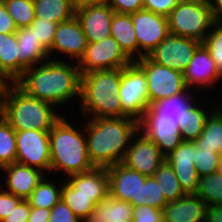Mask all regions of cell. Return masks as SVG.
Listing matches in <instances>:
<instances>
[{
	"label": "cell",
	"instance_id": "6da1fadb",
	"mask_svg": "<svg viewBox=\"0 0 222 222\" xmlns=\"http://www.w3.org/2000/svg\"><path fill=\"white\" fill-rule=\"evenodd\" d=\"M54 58L27 68L15 84L27 95L59 109L58 105L80 98L81 73L76 62Z\"/></svg>",
	"mask_w": 222,
	"mask_h": 222
},
{
	"label": "cell",
	"instance_id": "7a4b0ae2",
	"mask_svg": "<svg viewBox=\"0 0 222 222\" xmlns=\"http://www.w3.org/2000/svg\"><path fill=\"white\" fill-rule=\"evenodd\" d=\"M85 120L87 152L92 165L108 168L123 162L140 122L130 117Z\"/></svg>",
	"mask_w": 222,
	"mask_h": 222
},
{
	"label": "cell",
	"instance_id": "3957f363",
	"mask_svg": "<svg viewBox=\"0 0 222 222\" xmlns=\"http://www.w3.org/2000/svg\"><path fill=\"white\" fill-rule=\"evenodd\" d=\"M49 142L50 173L62 171L68 178L95 168L88 156L84 126L76 128L63 114L49 131Z\"/></svg>",
	"mask_w": 222,
	"mask_h": 222
},
{
	"label": "cell",
	"instance_id": "277c9868",
	"mask_svg": "<svg viewBox=\"0 0 222 222\" xmlns=\"http://www.w3.org/2000/svg\"><path fill=\"white\" fill-rule=\"evenodd\" d=\"M119 90L120 68L81 74L79 111L86 119L121 117Z\"/></svg>",
	"mask_w": 222,
	"mask_h": 222
},
{
	"label": "cell",
	"instance_id": "5b68a950",
	"mask_svg": "<svg viewBox=\"0 0 222 222\" xmlns=\"http://www.w3.org/2000/svg\"><path fill=\"white\" fill-rule=\"evenodd\" d=\"M55 108L48 102L27 95L14 84L0 107V114L15 131H50L62 117Z\"/></svg>",
	"mask_w": 222,
	"mask_h": 222
},
{
	"label": "cell",
	"instance_id": "8992f818",
	"mask_svg": "<svg viewBox=\"0 0 222 222\" xmlns=\"http://www.w3.org/2000/svg\"><path fill=\"white\" fill-rule=\"evenodd\" d=\"M167 21L170 34L192 38L201 43L216 23L209 3L205 0L179 1L167 16Z\"/></svg>",
	"mask_w": 222,
	"mask_h": 222
},
{
	"label": "cell",
	"instance_id": "52a82bcc",
	"mask_svg": "<svg viewBox=\"0 0 222 222\" xmlns=\"http://www.w3.org/2000/svg\"><path fill=\"white\" fill-rule=\"evenodd\" d=\"M121 117L141 121L149 108L147 79L144 72L132 62L120 68Z\"/></svg>",
	"mask_w": 222,
	"mask_h": 222
},
{
	"label": "cell",
	"instance_id": "ba28073f",
	"mask_svg": "<svg viewBox=\"0 0 222 222\" xmlns=\"http://www.w3.org/2000/svg\"><path fill=\"white\" fill-rule=\"evenodd\" d=\"M145 74L149 107L155 102L183 93L187 87L183 73L153 62L145 56L134 62Z\"/></svg>",
	"mask_w": 222,
	"mask_h": 222
},
{
	"label": "cell",
	"instance_id": "9c48e42d",
	"mask_svg": "<svg viewBox=\"0 0 222 222\" xmlns=\"http://www.w3.org/2000/svg\"><path fill=\"white\" fill-rule=\"evenodd\" d=\"M109 195L114 199L129 202L133 207L146 205V176L132 170L122 162L107 168Z\"/></svg>",
	"mask_w": 222,
	"mask_h": 222
},
{
	"label": "cell",
	"instance_id": "30bf717a",
	"mask_svg": "<svg viewBox=\"0 0 222 222\" xmlns=\"http://www.w3.org/2000/svg\"><path fill=\"white\" fill-rule=\"evenodd\" d=\"M132 61L121 50L119 43L109 36L99 42L88 43L77 62L81 74L94 70H111L130 65Z\"/></svg>",
	"mask_w": 222,
	"mask_h": 222
},
{
	"label": "cell",
	"instance_id": "8fae6325",
	"mask_svg": "<svg viewBox=\"0 0 222 222\" xmlns=\"http://www.w3.org/2000/svg\"><path fill=\"white\" fill-rule=\"evenodd\" d=\"M16 146V163L50 172L49 131H16Z\"/></svg>",
	"mask_w": 222,
	"mask_h": 222
},
{
	"label": "cell",
	"instance_id": "7c38bea8",
	"mask_svg": "<svg viewBox=\"0 0 222 222\" xmlns=\"http://www.w3.org/2000/svg\"><path fill=\"white\" fill-rule=\"evenodd\" d=\"M136 39L138 60L148 56L170 33L167 17L148 10L131 13Z\"/></svg>",
	"mask_w": 222,
	"mask_h": 222
},
{
	"label": "cell",
	"instance_id": "4fadbf2b",
	"mask_svg": "<svg viewBox=\"0 0 222 222\" xmlns=\"http://www.w3.org/2000/svg\"><path fill=\"white\" fill-rule=\"evenodd\" d=\"M201 45L198 40L169 34L148 57L159 65L183 73Z\"/></svg>",
	"mask_w": 222,
	"mask_h": 222
},
{
	"label": "cell",
	"instance_id": "5bb4252c",
	"mask_svg": "<svg viewBox=\"0 0 222 222\" xmlns=\"http://www.w3.org/2000/svg\"><path fill=\"white\" fill-rule=\"evenodd\" d=\"M164 162L165 155L159 150L156 144L139 129L133 136L122 163L146 177H153Z\"/></svg>",
	"mask_w": 222,
	"mask_h": 222
},
{
	"label": "cell",
	"instance_id": "9a60e30c",
	"mask_svg": "<svg viewBox=\"0 0 222 222\" xmlns=\"http://www.w3.org/2000/svg\"><path fill=\"white\" fill-rule=\"evenodd\" d=\"M183 76L187 89L195 90L196 88L195 91L199 92V88H201V93L204 88L210 90L209 92L215 91L213 90L216 88L215 84L217 86V82L219 83L222 78L209 51L203 44L195 51L193 58L183 72Z\"/></svg>",
	"mask_w": 222,
	"mask_h": 222
},
{
	"label": "cell",
	"instance_id": "2e32d148",
	"mask_svg": "<svg viewBox=\"0 0 222 222\" xmlns=\"http://www.w3.org/2000/svg\"><path fill=\"white\" fill-rule=\"evenodd\" d=\"M87 44L82 26L76 16H74L70 20L57 25L53 44L49 51L50 60H54V58H51L52 55L56 56L58 54L57 56H59L65 54L77 63L83 56Z\"/></svg>",
	"mask_w": 222,
	"mask_h": 222
},
{
	"label": "cell",
	"instance_id": "e0dca14e",
	"mask_svg": "<svg viewBox=\"0 0 222 222\" xmlns=\"http://www.w3.org/2000/svg\"><path fill=\"white\" fill-rule=\"evenodd\" d=\"M196 145L194 142L181 143L168 155L165 160L172 166L185 194H196L199 187V176L195 168Z\"/></svg>",
	"mask_w": 222,
	"mask_h": 222
},
{
	"label": "cell",
	"instance_id": "ac0fdd59",
	"mask_svg": "<svg viewBox=\"0 0 222 222\" xmlns=\"http://www.w3.org/2000/svg\"><path fill=\"white\" fill-rule=\"evenodd\" d=\"M115 11L103 3H94L75 11L87 43L99 42L111 36L110 27Z\"/></svg>",
	"mask_w": 222,
	"mask_h": 222
},
{
	"label": "cell",
	"instance_id": "d6986e66",
	"mask_svg": "<svg viewBox=\"0 0 222 222\" xmlns=\"http://www.w3.org/2000/svg\"><path fill=\"white\" fill-rule=\"evenodd\" d=\"M5 174L4 183L6 185L4 190L26 200L39 182L42 180L45 173L39 169L22 165L19 163H12L0 168Z\"/></svg>",
	"mask_w": 222,
	"mask_h": 222
},
{
	"label": "cell",
	"instance_id": "ffe728a7",
	"mask_svg": "<svg viewBox=\"0 0 222 222\" xmlns=\"http://www.w3.org/2000/svg\"><path fill=\"white\" fill-rule=\"evenodd\" d=\"M140 130L156 144L165 156L182 141L178 121L143 118L140 121Z\"/></svg>",
	"mask_w": 222,
	"mask_h": 222
},
{
	"label": "cell",
	"instance_id": "44dd1931",
	"mask_svg": "<svg viewBox=\"0 0 222 222\" xmlns=\"http://www.w3.org/2000/svg\"><path fill=\"white\" fill-rule=\"evenodd\" d=\"M193 92L195 91L186 89L183 93L155 102L148 108L143 118L178 121L180 129L183 126L185 112L197 101L192 96Z\"/></svg>",
	"mask_w": 222,
	"mask_h": 222
},
{
	"label": "cell",
	"instance_id": "7402d4cb",
	"mask_svg": "<svg viewBox=\"0 0 222 222\" xmlns=\"http://www.w3.org/2000/svg\"><path fill=\"white\" fill-rule=\"evenodd\" d=\"M207 205L196 194H185L179 200L168 202L163 208L166 222H204Z\"/></svg>",
	"mask_w": 222,
	"mask_h": 222
},
{
	"label": "cell",
	"instance_id": "603a6c76",
	"mask_svg": "<svg viewBox=\"0 0 222 222\" xmlns=\"http://www.w3.org/2000/svg\"><path fill=\"white\" fill-rule=\"evenodd\" d=\"M66 180L76 189V193L90 197L95 204L109 195L107 168H93L85 173L68 176Z\"/></svg>",
	"mask_w": 222,
	"mask_h": 222
},
{
	"label": "cell",
	"instance_id": "cb8c5ba5",
	"mask_svg": "<svg viewBox=\"0 0 222 222\" xmlns=\"http://www.w3.org/2000/svg\"><path fill=\"white\" fill-rule=\"evenodd\" d=\"M19 48V78L24 71L50 59L49 52L37 40L29 27L17 28L16 32Z\"/></svg>",
	"mask_w": 222,
	"mask_h": 222
},
{
	"label": "cell",
	"instance_id": "d4e9b609",
	"mask_svg": "<svg viewBox=\"0 0 222 222\" xmlns=\"http://www.w3.org/2000/svg\"><path fill=\"white\" fill-rule=\"evenodd\" d=\"M133 206L126 201L108 195L95 204L94 209L82 222H132Z\"/></svg>",
	"mask_w": 222,
	"mask_h": 222
},
{
	"label": "cell",
	"instance_id": "484cf974",
	"mask_svg": "<svg viewBox=\"0 0 222 222\" xmlns=\"http://www.w3.org/2000/svg\"><path fill=\"white\" fill-rule=\"evenodd\" d=\"M111 36L119 43L121 50L132 61L138 60V42L131 14L113 15L110 27Z\"/></svg>",
	"mask_w": 222,
	"mask_h": 222
},
{
	"label": "cell",
	"instance_id": "4316f807",
	"mask_svg": "<svg viewBox=\"0 0 222 222\" xmlns=\"http://www.w3.org/2000/svg\"><path fill=\"white\" fill-rule=\"evenodd\" d=\"M199 100L200 98L196 101V104L194 103L185 112V116L183 117V126L179 129L182 141L194 142L197 140L204 129L207 117L218 105H220V102H217L219 104H216V102L214 103L211 101L210 104L212 105L211 107H208L209 104L200 105Z\"/></svg>",
	"mask_w": 222,
	"mask_h": 222
},
{
	"label": "cell",
	"instance_id": "83f0119b",
	"mask_svg": "<svg viewBox=\"0 0 222 222\" xmlns=\"http://www.w3.org/2000/svg\"><path fill=\"white\" fill-rule=\"evenodd\" d=\"M220 106V107H219ZM198 149L222 152V106L218 105L207 117L204 129L194 141Z\"/></svg>",
	"mask_w": 222,
	"mask_h": 222
},
{
	"label": "cell",
	"instance_id": "f1b7e54d",
	"mask_svg": "<svg viewBox=\"0 0 222 222\" xmlns=\"http://www.w3.org/2000/svg\"><path fill=\"white\" fill-rule=\"evenodd\" d=\"M43 177L30 196L26 199L31 207L52 209L62 197L63 180L53 183L50 178ZM62 181V182H61ZM58 185H60L58 187Z\"/></svg>",
	"mask_w": 222,
	"mask_h": 222
},
{
	"label": "cell",
	"instance_id": "f546056e",
	"mask_svg": "<svg viewBox=\"0 0 222 222\" xmlns=\"http://www.w3.org/2000/svg\"><path fill=\"white\" fill-rule=\"evenodd\" d=\"M34 14L35 18L61 23L73 18L75 10L68 0H38L34 3Z\"/></svg>",
	"mask_w": 222,
	"mask_h": 222
},
{
	"label": "cell",
	"instance_id": "4dcf8cb0",
	"mask_svg": "<svg viewBox=\"0 0 222 222\" xmlns=\"http://www.w3.org/2000/svg\"><path fill=\"white\" fill-rule=\"evenodd\" d=\"M0 69L15 82L19 79V48L15 33L0 34Z\"/></svg>",
	"mask_w": 222,
	"mask_h": 222
},
{
	"label": "cell",
	"instance_id": "1f68e13d",
	"mask_svg": "<svg viewBox=\"0 0 222 222\" xmlns=\"http://www.w3.org/2000/svg\"><path fill=\"white\" fill-rule=\"evenodd\" d=\"M167 202L179 200L185 195L172 166L165 160L153 176Z\"/></svg>",
	"mask_w": 222,
	"mask_h": 222
},
{
	"label": "cell",
	"instance_id": "d6a6232c",
	"mask_svg": "<svg viewBox=\"0 0 222 222\" xmlns=\"http://www.w3.org/2000/svg\"><path fill=\"white\" fill-rule=\"evenodd\" d=\"M207 206L222 205V174H213L199 177V187L196 193Z\"/></svg>",
	"mask_w": 222,
	"mask_h": 222
},
{
	"label": "cell",
	"instance_id": "836d02e7",
	"mask_svg": "<svg viewBox=\"0 0 222 222\" xmlns=\"http://www.w3.org/2000/svg\"><path fill=\"white\" fill-rule=\"evenodd\" d=\"M16 131L0 114V168L16 163Z\"/></svg>",
	"mask_w": 222,
	"mask_h": 222
},
{
	"label": "cell",
	"instance_id": "e575fe53",
	"mask_svg": "<svg viewBox=\"0 0 222 222\" xmlns=\"http://www.w3.org/2000/svg\"><path fill=\"white\" fill-rule=\"evenodd\" d=\"M61 198L81 221L95 206V203L90 200V197L76 193V189L65 179L63 180Z\"/></svg>",
	"mask_w": 222,
	"mask_h": 222
},
{
	"label": "cell",
	"instance_id": "d590c367",
	"mask_svg": "<svg viewBox=\"0 0 222 222\" xmlns=\"http://www.w3.org/2000/svg\"><path fill=\"white\" fill-rule=\"evenodd\" d=\"M4 5L17 28L28 27L35 19L33 2L28 0H6Z\"/></svg>",
	"mask_w": 222,
	"mask_h": 222
},
{
	"label": "cell",
	"instance_id": "8d00e7d4",
	"mask_svg": "<svg viewBox=\"0 0 222 222\" xmlns=\"http://www.w3.org/2000/svg\"><path fill=\"white\" fill-rule=\"evenodd\" d=\"M202 44L209 51L217 71L222 76V22H216Z\"/></svg>",
	"mask_w": 222,
	"mask_h": 222
},
{
	"label": "cell",
	"instance_id": "74e56055",
	"mask_svg": "<svg viewBox=\"0 0 222 222\" xmlns=\"http://www.w3.org/2000/svg\"><path fill=\"white\" fill-rule=\"evenodd\" d=\"M58 24L59 23H54L48 20H42V18H35L28 27L33 31V34L42 46L49 52L53 44Z\"/></svg>",
	"mask_w": 222,
	"mask_h": 222
},
{
	"label": "cell",
	"instance_id": "f35d334b",
	"mask_svg": "<svg viewBox=\"0 0 222 222\" xmlns=\"http://www.w3.org/2000/svg\"><path fill=\"white\" fill-rule=\"evenodd\" d=\"M219 153L215 150L198 149L196 146L195 168L199 177H204L218 169Z\"/></svg>",
	"mask_w": 222,
	"mask_h": 222
},
{
	"label": "cell",
	"instance_id": "ab89813d",
	"mask_svg": "<svg viewBox=\"0 0 222 222\" xmlns=\"http://www.w3.org/2000/svg\"><path fill=\"white\" fill-rule=\"evenodd\" d=\"M146 205L163 210L168 203L161 192L158 182L154 177H147L145 180Z\"/></svg>",
	"mask_w": 222,
	"mask_h": 222
},
{
	"label": "cell",
	"instance_id": "60d3db41",
	"mask_svg": "<svg viewBox=\"0 0 222 222\" xmlns=\"http://www.w3.org/2000/svg\"><path fill=\"white\" fill-rule=\"evenodd\" d=\"M163 210L148 205L133 207L132 222H162Z\"/></svg>",
	"mask_w": 222,
	"mask_h": 222
},
{
	"label": "cell",
	"instance_id": "b9f144b4",
	"mask_svg": "<svg viewBox=\"0 0 222 222\" xmlns=\"http://www.w3.org/2000/svg\"><path fill=\"white\" fill-rule=\"evenodd\" d=\"M48 222H82L68 205L61 200L51 209Z\"/></svg>",
	"mask_w": 222,
	"mask_h": 222
},
{
	"label": "cell",
	"instance_id": "7bdbcfd3",
	"mask_svg": "<svg viewBox=\"0 0 222 222\" xmlns=\"http://www.w3.org/2000/svg\"><path fill=\"white\" fill-rule=\"evenodd\" d=\"M179 0H143V9L167 17Z\"/></svg>",
	"mask_w": 222,
	"mask_h": 222
},
{
	"label": "cell",
	"instance_id": "ee69618b",
	"mask_svg": "<svg viewBox=\"0 0 222 222\" xmlns=\"http://www.w3.org/2000/svg\"><path fill=\"white\" fill-rule=\"evenodd\" d=\"M3 188L4 186H0V222L23 200L22 198L7 192Z\"/></svg>",
	"mask_w": 222,
	"mask_h": 222
},
{
	"label": "cell",
	"instance_id": "f6af8a7d",
	"mask_svg": "<svg viewBox=\"0 0 222 222\" xmlns=\"http://www.w3.org/2000/svg\"><path fill=\"white\" fill-rule=\"evenodd\" d=\"M108 5L117 13L131 14L143 9V0H109Z\"/></svg>",
	"mask_w": 222,
	"mask_h": 222
},
{
	"label": "cell",
	"instance_id": "bcb514c9",
	"mask_svg": "<svg viewBox=\"0 0 222 222\" xmlns=\"http://www.w3.org/2000/svg\"><path fill=\"white\" fill-rule=\"evenodd\" d=\"M31 206L27 200H22L16 208L1 222H27Z\"/></svg>",
	"mask_w": 222,
	"mask_h": 222
},
{
	"label": "cell",
	"instance_id": "7dc6e473",
	"mask_svg": "<svg viewBox=\"0 0 222 222\" xmlns=\"http://www.w3.org/2000/svg\"><path fill=\"white\" fill-rule=\"evenodd\" d=\"M16 30L17 27L7 12L4 2H0V34H12L15 33Z\"/></svg>",
	"mask_w": 222,
	"mask_h": 222
},
{
	"label": "cell",
	"instance_id": "c3c4849f",
	"mask_svg": "<svg viewBox=\"0 0 222 222\" xmlns=\"http://www.w3.org/2000/svg\"><path fill=\"white\" fill-rule=\"evenodd\" d=\"M14 84L15 81L0 69V107L8 97L9 91L14 86Z\"/></svg>",
	"mask_w": 222,
	"mask_h": 222
},
{
	"label": "cell",
	"instance_id": "681fc988",
	"mask_svg": "<svg viewBox=\"0 0 222 222\" xmlns=\"http://www.w3.org/2000/svg\"><path fill=\"white\" fill-rule=\"evenodd\" d=\"M51 209L31 207L27 222H48Z\"/></svg>",
	"mask_w": 222,
	"mask_h": 222
},
{
	"label": "cell",
	"instance_id": "f907efd6",
	"mask_svg": "<svg viewBox=\"0 0 222 222\" xmlns=\"http://www.w3.org/2000/svg\"><path fill=\"white\" fill-rule=\"evenodd\" d=\"M204 222H222V205L207 206Z\"/></svg>",
	"mask_w": 222,
	"mask_h": 222
},
{
	"label": "cell",
	"instance_id": "816d5d0a",
	"mask_svg": "<svg viewBox=\"0 0 222 222\" xmlns=\"http://www.w3.org/2000/svg\"><path fill=\"white\" fill-rule=\"evenodd\" d=\"M209 7L216 22H222V0H209Z\"/></svg>",
	"mask_w": 222,
	"mask_h": 222
},
{
	"label": "cell",
	"instance_id": "f5cc1de1",
	"mask_svg": "<svg viewBox=\"0 0 222 222\" xmlns=\"http://www.w3.org/2000/svg\"><path fill=\"white\" fill-rule=\"evenodd\" d=\"M68 2L75 11L93 4V0H68Z\"/></svg>",
	"mask_w": 222,
	"mask_h": 222
},
{
	"label": "cell",
	"instance_id": "db71d44e",
	"mask_svg": "<svg viewBox=\"0 0 222 222\" xmlns=\"http://www.w3.org/2000/svg\"><path fill=\"white\" fill-rule=\"evenodd\" d=\"M217 172L222 174V152L219 153Z\"/></svg>",
	"mask_w": 222,
	"mask_h": 222
},
{
	"label": "cell",
	"instance_id": "11a10c76",
	"mask_svg": "<svg viewBox=\"0 0 222 222\" xmlns=\"http://www.w3.org/2000/svg\"><path fill=\"white\" fill-rule=\"evenodd\" d=\"M109 0H93V4L94 3H103V4H108Z\"/></svg>",
	"mask_w": 222,
	"mask_h": 222
},
{
	"label": "cell",
	"instance_id": "9f6ffc18",
	"mask_svg": "<svg viewBox=\"0 0 222 222\" xmlns=\"http://www.w3.org/2000/svg\"><path fill=\"white\" fill-rule=\"evenodd\" d=\"M28 1L35 3V2H37L38 0H28Z\"/></svg>",
	"mask_w": 222,
	"mask_h": 222
}]
</instances>
